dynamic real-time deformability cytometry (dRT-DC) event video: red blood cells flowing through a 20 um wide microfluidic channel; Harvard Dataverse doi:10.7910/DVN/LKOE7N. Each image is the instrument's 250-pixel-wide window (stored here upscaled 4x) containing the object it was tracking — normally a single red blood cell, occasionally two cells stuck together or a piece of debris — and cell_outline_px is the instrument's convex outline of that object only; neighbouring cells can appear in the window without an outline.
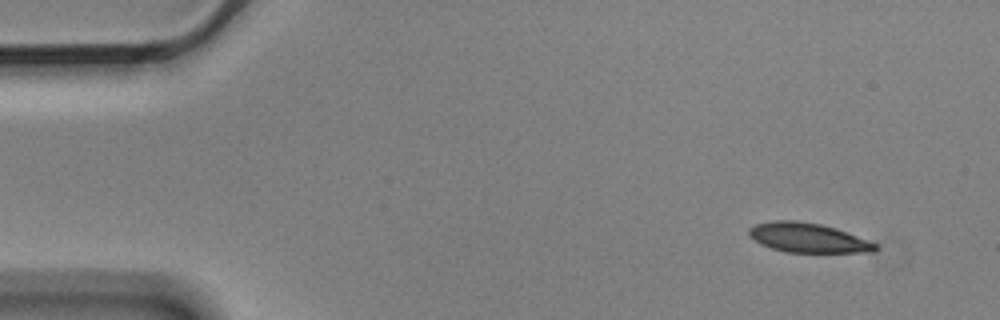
{"species": "Egyptian fruit bat (a non-hibernating species)", "species_latin": "Rousettus aegyptiacus", "temperature_condition": "cold", "stored_images_in_passage": 7, "camera_frame_rate_fps": 3000, "um_per_image_px": 0.085, "animal": {"sex": "male"}, "frame": {"image": 1, "passage_image": 1, "time_ms": 0.0, "image_size_px": [1000, 320], "cell_outline_px": [[880, 248], [872, 252], [784, 252], [760, 244], [748, 236], [748, 228], [756, 224], [772, 220], [796, 220], [820, 224], [836, 228], [876, 244]], "centroid_in_image_um": [68.62, 20.2], "position_along_channel_um": 16.4, "area_um2": 21.68}}
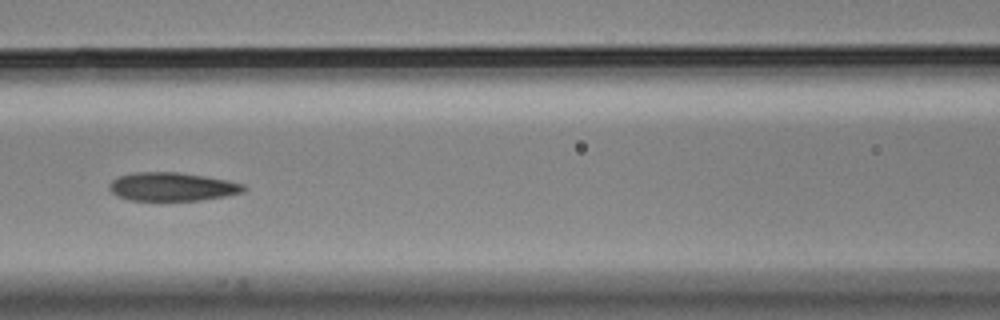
{"frame": {"image": 2, "passage_image": 6, "time_ms": 1.667, "image_size_px": [1000, 320], "cell_outline_px": [[248, 188], [244, 192], [224, 196], [200, 200], [128, 200], [116, 196], [108, 188], [108, 184], [112, 180], [120, 176], [136, 172], [176, 172], [204, 176], [228, 180], [244, 184]], "centroid_in_image_um": [14.63, 15.87], "position_along_channel_um": 152.0, "area_um2": 22.31}}
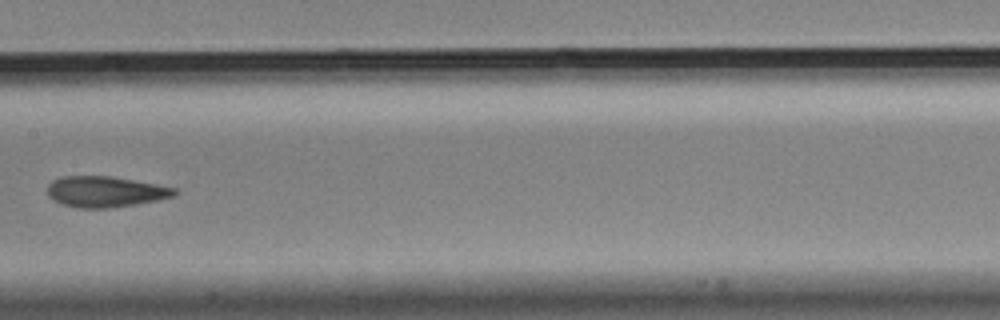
{"frame": {"image": 3, "passage_image": 7, "time_ms": 2.0, "image_size_px": [1000, 320], "cell_outline_px": [[180, 192], [176, 196], [160, 200], [136, 204], [108, 208], [76, 208], [60, 204], [52, 200], [48, 196], [48, 184], [52, 180], [60, 176], [112, 176], [156, 184], [176, 188]], "centroid_in_image_um": [8.96, 16.3], "position_along_channel_um": 198.4, "area_um2": 23.24}}